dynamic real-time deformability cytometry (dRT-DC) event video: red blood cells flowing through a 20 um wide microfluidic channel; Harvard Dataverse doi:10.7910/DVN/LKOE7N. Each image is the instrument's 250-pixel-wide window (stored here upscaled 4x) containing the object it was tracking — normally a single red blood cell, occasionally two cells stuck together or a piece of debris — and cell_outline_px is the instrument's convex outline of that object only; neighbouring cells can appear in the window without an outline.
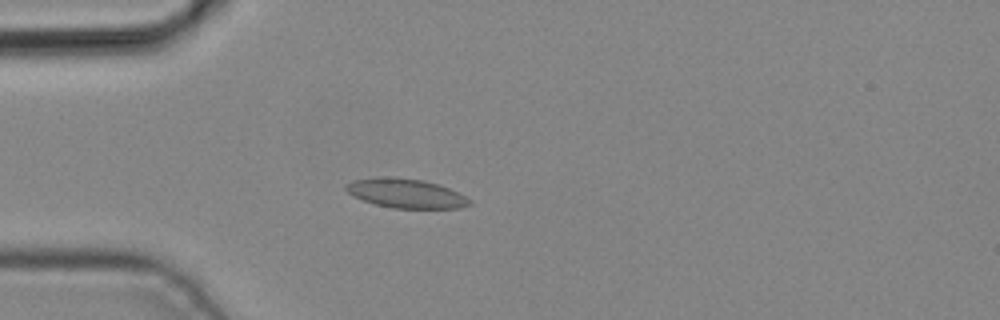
{"species": "common noctule bat (a hibernating species)", "species_latin": "Nyctalus noctula", "temperature_condition": "cold", "stored_images_in_passage": 4, "camera_frame_rate_fps": 3000, "um_per_image_px": 0.085, "animal": {"sex": "male", "body_mass_g": 19.2, "forearm_length_mm": 51.8}, "frame": {"image": 1, "passage_image": 4, "time_ms": 1.0, "image_size_px": [1000, 320], "cell_outline_px": [[472, 204], [460, 208], [392, 208], [376, 204], [352, 196], [344, 188], [348, 184], [356, 180], [376, 176], [396, 176], [424, 180], [440, 184], [472, 200]], "centroid_in_image_um": [34.51, 16.42], "position_along_channel_um": 50.5, "area_um2": 21.15}}